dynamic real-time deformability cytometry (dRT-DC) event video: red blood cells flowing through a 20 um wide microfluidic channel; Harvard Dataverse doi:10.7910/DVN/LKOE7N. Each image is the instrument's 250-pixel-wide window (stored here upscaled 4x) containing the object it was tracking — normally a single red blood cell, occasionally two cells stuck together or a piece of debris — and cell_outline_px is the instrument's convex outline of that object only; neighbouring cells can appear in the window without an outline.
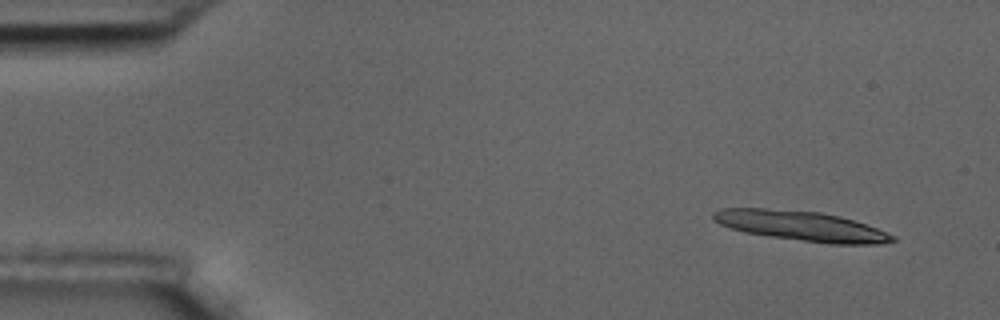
{"species": "common noctule bat (a hibernating species)", "species_latin": "Nyctalus noctula", "temperature_condition": "room temperature", "stored_images_in_passage": 4, "camera_frame_rate_fps": 3000, "um_per_image_px": 0.085, "animal": {"sex": "male", "body_mass_g": 17.5, "forearm_length_mm": 52.3}, "frame": {"image": 1, "passage_image": 1, "time_ms": 0.0, "image_size_px": [1000, 320], "cell_outline_px": [[896, 240], [880, 244], [828, 244], [744, 232], [720, 224], [712, 220], [712, 212], [720, 208], [764, 208], [820, 212], [840, 216], [876, 228], [896, 236]], "centroid_in_image_um": [68.09, 19.2], "position_along_channel_um": 16.9, "area_um2": 31.04}}